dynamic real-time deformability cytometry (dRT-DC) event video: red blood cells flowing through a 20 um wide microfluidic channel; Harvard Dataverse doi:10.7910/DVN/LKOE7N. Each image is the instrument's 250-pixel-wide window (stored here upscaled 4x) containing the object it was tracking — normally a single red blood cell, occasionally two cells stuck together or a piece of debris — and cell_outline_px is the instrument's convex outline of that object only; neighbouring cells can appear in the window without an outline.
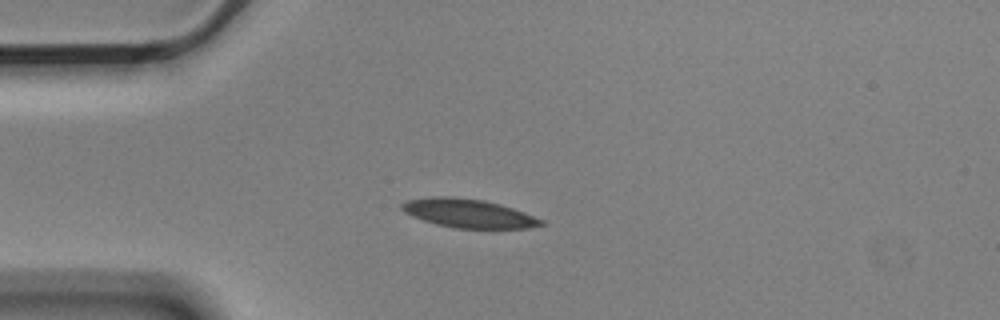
{"species": "Egyptian fruit bat (a non-hibernating species)", "species_latin": "Rousettus aegyptiacus", "temperature_condition": "cold", "stored_images_in_passage": 4, "camera_frame_rate_fps": 3000, "um_per_image_px": 0.085, "animal": {"sex": "male"}, "frame": {"image": 1, "passage_image": 3, "time_ms": 0.667, "image_size_px": [1000, 320], "cell_outline_px": [[544, 224], [528, 228], [456, 228], [436, 224], [412, 216], [404, 212], [400, 208], [400, 204], [408, 200], [432, 196], [452, 196], [484, 200], [500, 204], [524, 212], [544, 220]], "centroid_in_image_um": [39.8, 18.12], "position_along_channel_um": 45.2, "area_um2": 23.24}}